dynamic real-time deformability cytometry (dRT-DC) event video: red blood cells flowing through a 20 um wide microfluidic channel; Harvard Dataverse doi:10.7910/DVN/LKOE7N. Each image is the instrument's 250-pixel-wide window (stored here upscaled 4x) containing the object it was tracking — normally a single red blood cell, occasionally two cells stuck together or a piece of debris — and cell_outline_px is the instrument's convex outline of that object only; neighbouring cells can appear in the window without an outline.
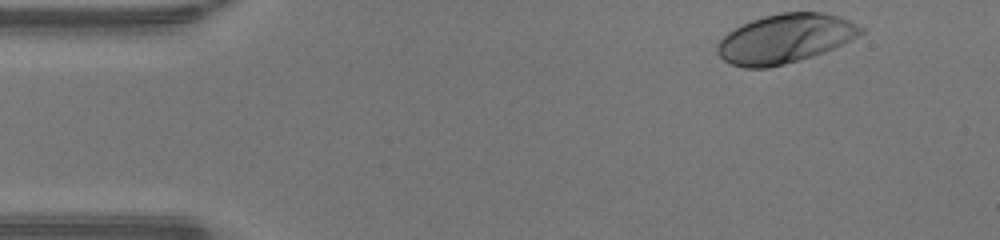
{"species": "human", "species_latin": "Homo sapiens", "temperature_condition": "warm", "stored_images_in_passage": 38, "camera_frame_rate_fps": 3000, "um_per_image_px": 0.085, "donor": {"sex": "male"}, "frame": {"image": 1, "passage_image": 1, "time_ms": 0.0, "image_size_px": [1000, 240], "cell_outline_px": [[864, 32], [832, 48], [812, 56], [784, 64], [768, 68], [744, 68], [732, 64], [724, 60], [716, 52], [716, 44], [728, 32], [752, 20], [764, 16], [780, 12], [820, 12], [840, 16], [864, 28]], "centroid_in_image_um": [66.69, 3.28], "position_along_channel_um": 18.3, "area_um2": 40.58}}
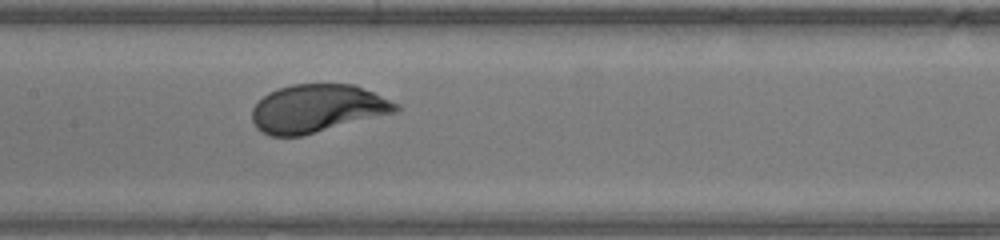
{"frame": {"image": 2, "passage_image": 19, "time_ms": 6.0, "image_size_px": [1000, 240], "cell_outline_px": [[400, 108], [396, 112], [300, 136], [272, 136], [256, 128], [252, 120], [252, 108], [268, 92], [292, 84], [352, 84], [372, 92], [400, 104]], "centroid_in_image_um": [26.95, 9.22], "position_along_channel_um": 180.4, "area_um2": 39.77}}
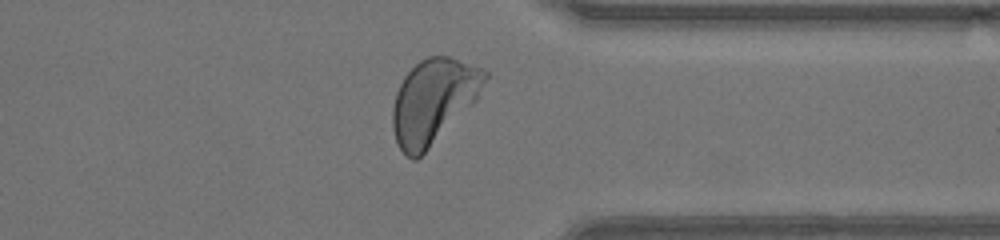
{"frame": {"image": 3, "passage_image": 33, "time_ms": 10.667, "image_size_px": [1000, 240], "cell_outline_px": [[488, 76], [476, 100], [416, 160], [412, 160], [400, 148], [396, 140], [392, 128], [392, 108], [396, 92], [404, 76], [420, 60], [428, 56], [448, 56], [480, 68], [488, 72]], "centroid_in_image_um": [36.81, 8.57], "position_along_channel_um": 374.6, "area_um2": 44.56}, "authors_computed_cell_mechanics": {"area_um2": 40.5756, "velocity_mm_per_s": 4.2806, "shape_relaxation_time_tau1_ms": 1.6254, "shape_relaxation_time_tau2_ms": null, "deformation_change_tau1": 0.1543, "deformation_change_tau2": null}}